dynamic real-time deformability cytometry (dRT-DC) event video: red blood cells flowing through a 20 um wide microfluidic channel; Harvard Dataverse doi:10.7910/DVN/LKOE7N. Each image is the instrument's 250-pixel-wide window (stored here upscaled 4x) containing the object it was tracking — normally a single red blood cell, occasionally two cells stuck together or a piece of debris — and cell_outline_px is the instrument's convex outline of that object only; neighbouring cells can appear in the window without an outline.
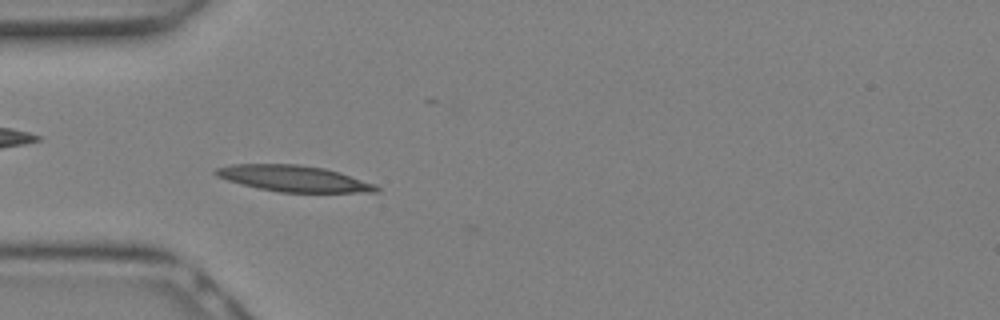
{"species": "Egyptian fruit bat (a non-hibernating species)", "species_latin": "Rousettus aegyptiacus", "temperature_condition": "warm", "stored_images_in_passage": 20, "camera_frame_rate_fps": 3000, "um_per_image_px": 0.085, "animal": {"sex": "female"}, "frame": {"image": 1, "passage_image": 8, "time_ms": 2.333, "image_size_px": [1000, 320], "cell_outline_px": [[380, 192], [280, 192], [260, 188], [228, 180], [216, 176], [212, 172], [216, 168], [232, 164], [300, 164], [324, 168], [340, 172], [376, 184], [380, 188]], "centroid_in_image_um": [25.0, 15.16], "position_along_channel_um": 60.0, "area_um2": 24.39}}
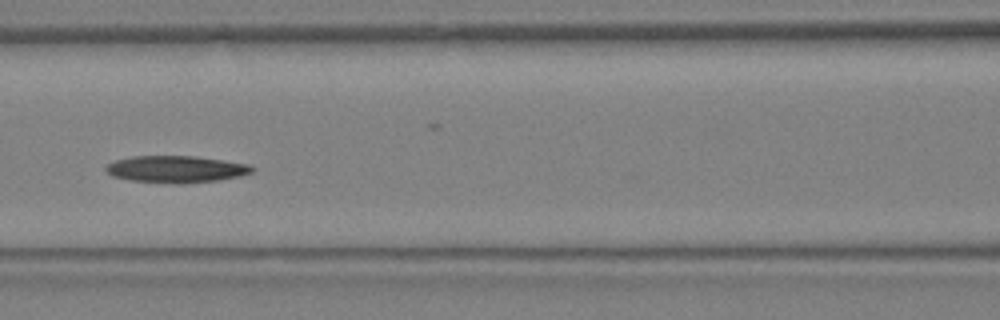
{"frame": {"image": 2, "passage_image": 12, "time_ms": 3.667, "image_size_px": [1000, 320], "cell_outline_px": [[256, 168], [252, 172], [240, 176], [216, 180], [184, 184], [176, 184], [132, 180], [112, 176], [104, 168], [108, 164], [116, 160], [132, 156], [196, 156], [248, 164]], "centroid_in_image_um": [14.98, 14.38], "position_along_channel_um": 151.6, "area_um2": 22.83}}
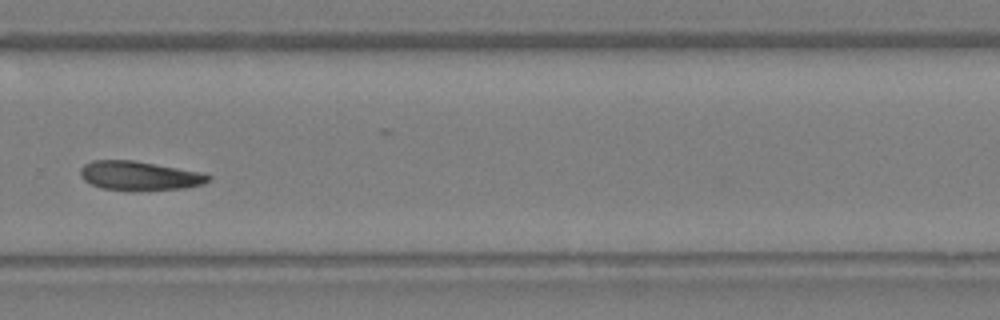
{"frame": {"image": 3, "passage_image": 19, "time_ms": 6.0, "image_size_px": [1000, 320], "cell_outline_px": [[212, 180], [204, 184], [184, 188], [100, 188], [84, 180], [80, 176], [80, 168], [84, 164], [92, 160], [132, 160], [204, 172], [212, 176]], "centroid_in_image_um": [11.89, 14.89], "position_along_channel_um": 317.9, "area_um2": 21.1}}